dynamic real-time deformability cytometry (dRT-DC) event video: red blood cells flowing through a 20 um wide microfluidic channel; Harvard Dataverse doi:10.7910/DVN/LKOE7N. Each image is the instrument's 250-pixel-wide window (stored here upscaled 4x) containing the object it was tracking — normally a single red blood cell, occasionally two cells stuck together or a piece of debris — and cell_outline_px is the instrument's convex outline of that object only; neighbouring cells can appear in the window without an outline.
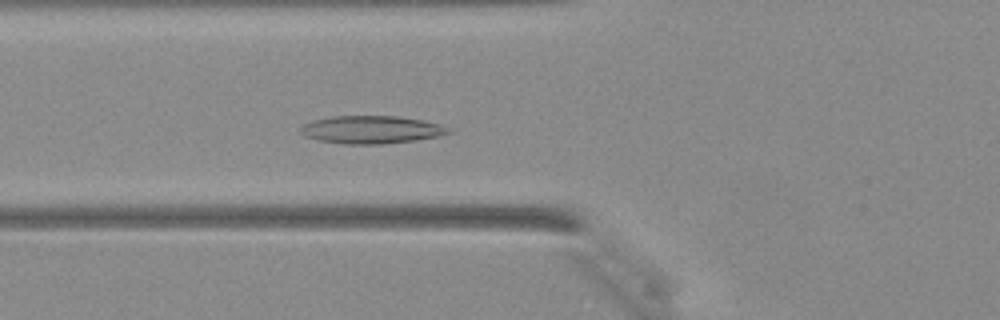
{"species": "Egyptian fruit bat (a non-hibernating species)", "species_latin": "Rousettus aegyptiacus", "temperature_condition": "warm", "stored_images_in_passage": 43, "camera_frame_rate_fps": 3000, "um_per_image_px": 0.085, "animal": {"sex": "female"}, "frame": {"image": 1, "passage_image": 17, "time_ms": 5.333, "image_size_px": [1000, 320], "cell_outline_px": [[452, 132], [436, 136], [412, 140], [380, 144], [344, 144], [316, 140], [304, 136], [300, 132], [300, 128], [304, 124], [312, 120], [332, 116], [396, 116], [420, 120], [440, 124], [448, 128]], "centroid_in_image_um": [31.48, 11.02], "position_along_channel_um": 94.3, "area_um2": 23.76}}
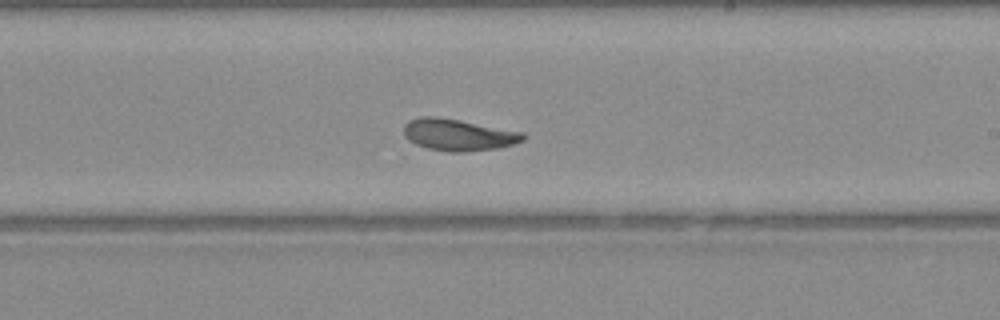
{"frame": {"image": 2, "passage_image": 27, "time_ms": 8.667, "image_size_px": [1000, 320], "cell_outline_px": [[528, 136], [524, 140], [512, 144], [496, 148], [464, 152], [448, 152], [428, 148], [416, 144], [408, 140], [404, 136], [404, 124], [408, 120], [420, 116], [436, 116], [524, 132]], "centroid_in_image_um": [38.94, 11.45], "position_along_channel_um": 250.1, "area_um2": 22.08}}
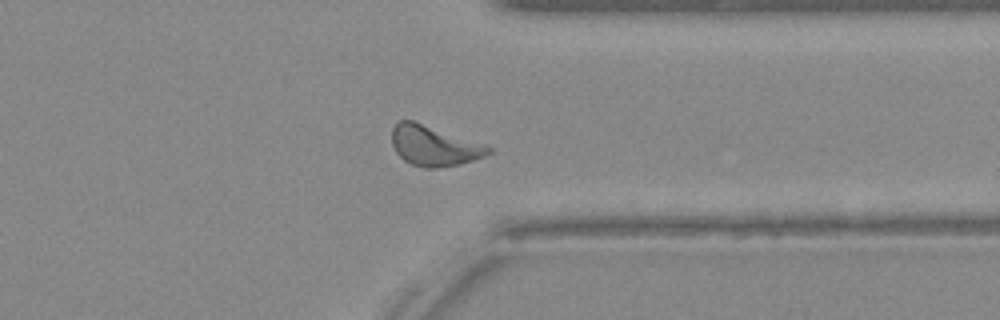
{"frame": {"image": 3, "passage_image": 35, "time_ms": 11.333, "image_size_px": [1000, 320], "cell_outline_px": [[492, 152], [484, 156], [460, 164], [436, 168], [424, 168], [412, 164], [404, 160], [396, 152], [392, 144], [392, 128], [396, 120], [412, 120], [488, 144], [492, 148]], "centroid_in_image_um": [36.91, 12.37], "position_along_channel_um": 374.5, "area_um2": 22.89}}